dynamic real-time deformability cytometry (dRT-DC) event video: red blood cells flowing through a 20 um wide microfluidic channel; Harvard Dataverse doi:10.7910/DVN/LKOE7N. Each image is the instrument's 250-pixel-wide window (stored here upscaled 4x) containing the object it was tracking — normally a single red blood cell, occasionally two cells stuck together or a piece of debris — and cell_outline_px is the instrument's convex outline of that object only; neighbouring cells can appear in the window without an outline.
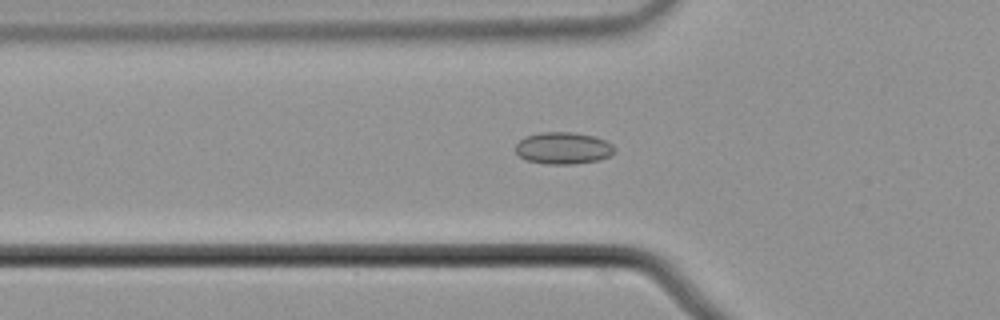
{"species": "common noctule bat (a hibernating species)", "species_latin": "Nyctalus noctula", "temperature_condition": "cold", "stored_images_in_passage": 56, "camera_frame_rate_fps": 3000, "um_per_image_px": 0.085, "animal": {"sex": "male", "body_mass_g": 21.5, "forearm_length_mm": 52.0}, "frame": {"image": 1, "passage_image": 20, "time_ms": 6.333, "image_size_px": [1000, 320], "cell_outline_px": [[616, 152], [600, 160], [572, 164], [548, 164], [528, 160], [520, 156], [516, 152], [516, 144], [524, 136], [540, 132], [572, 132], [592, 136], [604, 140], [612, 144], [616, 148]], "centroid_in_image_um": [47.88, 12.58], "position_along_channel_um": 77.9, "area_um2": 18.38}}
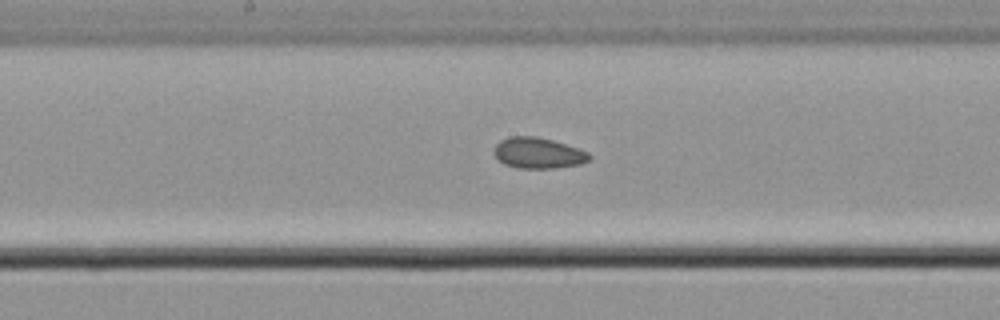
{"frame": {"image": 2, "passage_image": 30, "time_ms": 9.667, "image_size_px": [1000, 320], "cell_outline_px": [[592, 156], [588, 160], [580, 164], [548, 168], [520, 168], [504, 164], [492, 152], [496, 144], [500, 140], [508, 136], [536, 136], [552, 140], [588, 152]], "centroid_in_image_um": [45.7, 12.99], "position_along_channel_um": 202.5, "area_um2": 16.94}}
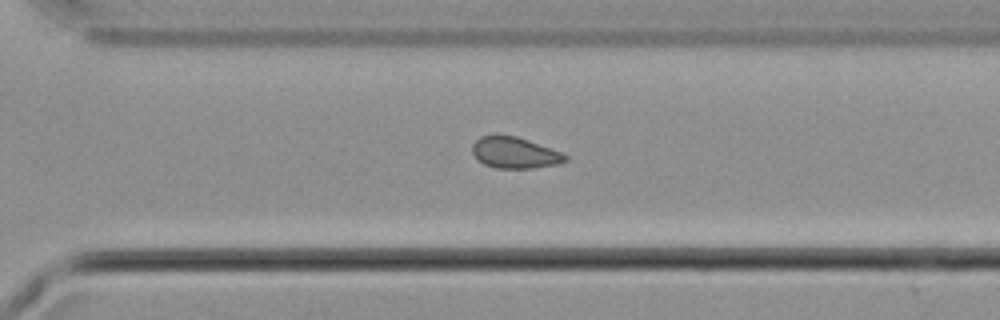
{"frame": {"image": 3, "passage_image": 40, "time_ms": 13.0, "image_size_px": [1000, 320], "cell_outline_px": [[568, 160], [560, 164], [536, 168], [496, 168], [484, 164], [476, 160], [472, 152], [472, 144], [480, 136], [496, 132], [516, 136], [528, 140], [560, 152], [568, 156]], "centroid_in_image_um": [43.7, 12.96], "position_along_channel_um": 326.9, "area_um2": 17.4}, "authors_computed_cell_mechanics": {"area_um2": 17.4556, "velocity_mm_per_s": 3.7292, "shape_relaxation_time_tau1_ms": null, "shape_relaxation_time_tau2_ms": 3.98, "deformation_change_tau1": null, "deformation_change_tau2": 0.0727}}